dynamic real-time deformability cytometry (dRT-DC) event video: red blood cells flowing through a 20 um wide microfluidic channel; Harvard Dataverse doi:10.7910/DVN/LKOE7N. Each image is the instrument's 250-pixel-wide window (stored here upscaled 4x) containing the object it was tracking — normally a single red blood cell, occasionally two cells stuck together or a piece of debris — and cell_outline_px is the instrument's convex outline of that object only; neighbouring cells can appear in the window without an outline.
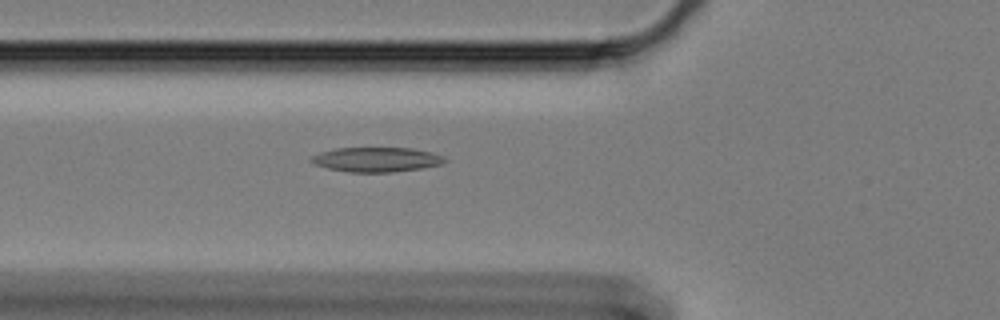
{"species": "Egyptian fruit bat (a non-hibernating species)", "species_latin": "Rousettus aegyptiacus", "temperature_condition": "cold", "stored_images_in_passage": 52, "camera_frame_rate_fps": 3000, "um_per_image_px": 0.085, "animal": {"sex": "female"}, "frame": {"image": 1, "passage_image": 14, "time_ms": 4.333, "image_size_px": [1000, 320], "cell_outline_px": [[448, 160], [440, 164], [424, 168], [392, 172], [348, 172], [328, 168], [316, 164], [308, 160], [312, 156], [320, 152], [336, 148], [412, 148], [432, 152], [444, 156]], "centroid_in_image_um": [32.02, 13.56], "position_along_channel_um": 93.8, "area_um2": 19.19}}
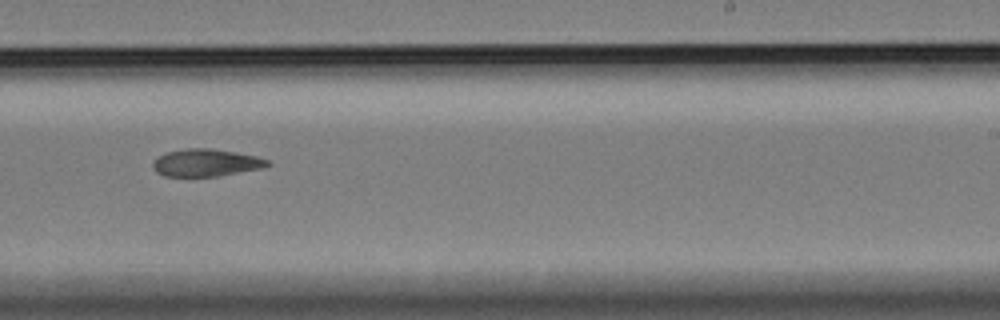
{"frame": {"image": 2, "passage_image": 30, "time_ms": 9.667, "image_size_px": [1000, 320], "cell_outline_px": [[272, 164], [260, 168], [220, 176], [164, 176], [156, 172], [152, 164], [164, 152], [188, 148], [208, 148], [256, 156], [268, 160]], "centroid_in_image_um": [17.49, 13.83], "position_along_channel_um": 271.5, "area_um2": 18.03}}
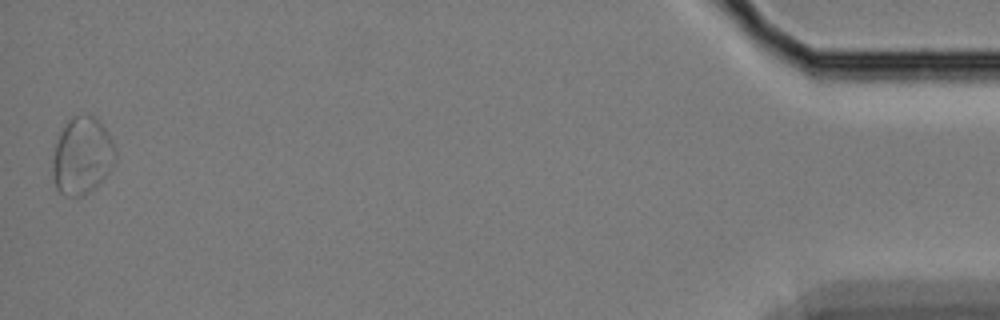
{"frame": {"image": 3, "passage_image": 52, "time_ms": 17.0, "image_size_px": [1000, 320], "cell_outline_px": [[116, 160], [108, 172], [84, 196], [68, 196], [60, 192], [56, 188], [52, 172], [52, 160], [56, 132], [72, 116], [92, 116], [104, 128], [112, 140], [116, 152]], "centroid_in_image_um": [6.92, 13.23], "position_along_channel_um": 428.3, "area_um2": 28.21}}